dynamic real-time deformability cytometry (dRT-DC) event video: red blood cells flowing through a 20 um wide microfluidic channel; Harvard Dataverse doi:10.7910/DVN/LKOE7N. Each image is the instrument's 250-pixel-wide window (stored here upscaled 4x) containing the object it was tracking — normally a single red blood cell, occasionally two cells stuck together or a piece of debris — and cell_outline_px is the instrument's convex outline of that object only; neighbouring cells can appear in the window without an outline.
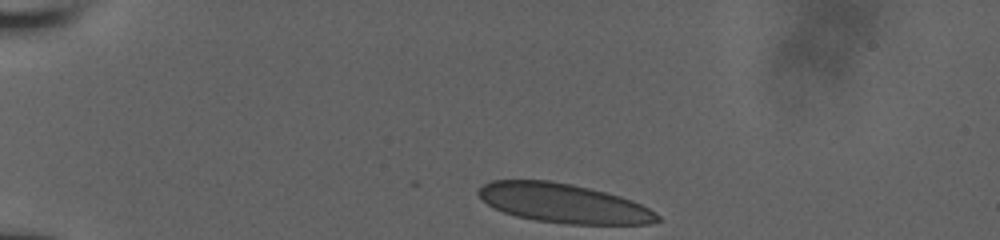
{"species": "human", "species_latin": "Homo sapiens", "temperature_condition": "room temperature", "stored_images_in_passage": 20, "camera_frame_rate_fps": 3000, "um_per_image_px": 0.085, "donor": {"sex": "male"}, "frame": {"image": 1, "passage_image": 1, "time_ms": 0.0, "image_size_px": [1000, 240], "cell_outline_px": [[660, 220], [648, 224], [564, 224], [536, 220], [516, 216], [504, 212], [488, 204], [476, 192], [484, 184], [492, 180], [548, 180], [572, 184], [620, 196], [632, 200], [656, 212], [660, 216]], "centroid_in_image_um": [47.91, 17.28], "position_along_channel_um": 37.1, "area_um2": 40.63}}
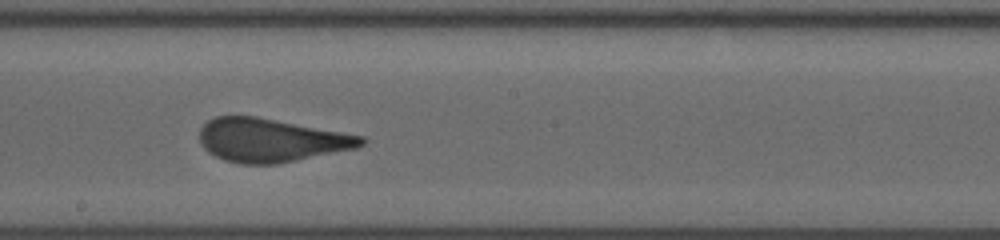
{"frame": {"image": 2, "passage_image": 12, "time_ms": 6.333, "image_size_px": [1000, 240], "cell_outline_px": [[368, 140], [364, 144], [356, 148], [280, 164], [240, 164], [224, 160], [208, 152], [200, 144], [200, 128], [208, 120], [216, 116], [256, 116], [364, 136]], "centroid_in_image_um": [23.03, 11.92], "position_along_channel_um": 225.2, "area_um2": 41.1}}
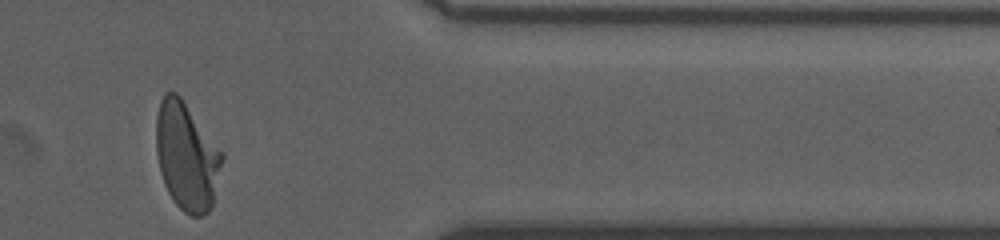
{"frame": {"image": 3, "passage_image": 20, "time_ms": 11.0, "image_size_px": [1000, 240], "cell_outline_px": [[224, 160], [212, 208], [208, 212], [200, 216], [192, 216], [184, 212], [172, 200], [164, 184], [160, 172], [156, 152], [156, 116], [160, 100], [164, 92], [176, 92], [180, 96], [224, 152]], "centroid_in_image_um": [15.88, 13.29], "position_along_channel_um": 395.5, "area_um2": 42.02}}